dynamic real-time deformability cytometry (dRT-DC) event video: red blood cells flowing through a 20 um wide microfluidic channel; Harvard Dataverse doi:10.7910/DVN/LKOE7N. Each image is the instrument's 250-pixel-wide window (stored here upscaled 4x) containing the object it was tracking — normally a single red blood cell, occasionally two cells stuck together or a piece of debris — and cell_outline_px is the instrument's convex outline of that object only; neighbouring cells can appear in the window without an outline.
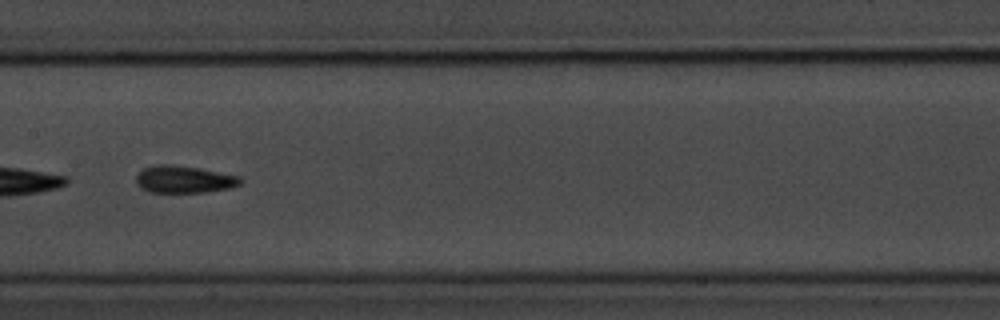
{"species": "common noctule bat (a hibernating species)", "species_latin": "Nyctalus noctula", "temperature_condition": "room temperature", "stored_images_in_passage": 7, "camera_frame_rate_fps": 3000, "um_per_image_px": 0.085, "animal": {"sex": "male", "body_mass_g": 20.1, "forearm_length_mm": 53.5}, "frame": {"image": 1, "passage_image": 7, "time_ms": 7.0, "image_size_px": [1000, 320], "cell_outline_px": [[244, 180], [240, 184], [232, 188], [208, 192], [148, 192], [140, 188], [136, 184], [136, 176], [144, 168], [156, 164], [172, 164], [200, 168], [240, 176]], "centroid_in_image_um": [15.66, 15.25], "position_along_channel_um": 191.7, "area_um2": 16.82}}